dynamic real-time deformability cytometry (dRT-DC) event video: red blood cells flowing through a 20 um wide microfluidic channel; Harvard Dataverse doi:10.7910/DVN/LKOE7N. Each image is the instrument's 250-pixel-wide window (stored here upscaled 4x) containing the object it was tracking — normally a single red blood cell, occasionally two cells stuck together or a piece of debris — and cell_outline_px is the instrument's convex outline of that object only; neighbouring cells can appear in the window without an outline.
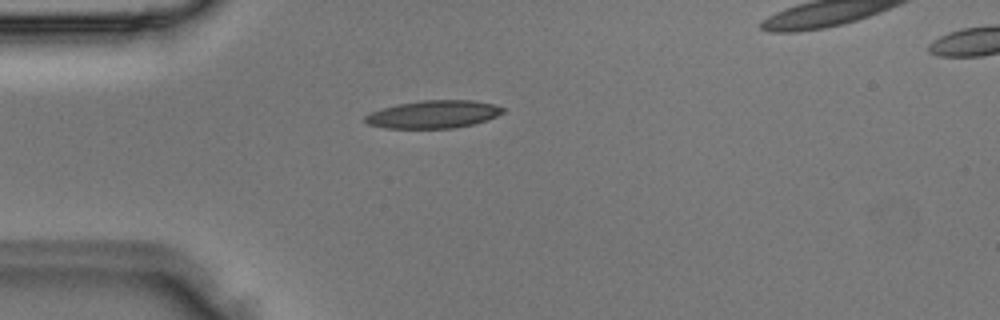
{"species": "Egyptian fruit bat (a non-hibernating species)", "species_latin": "Rousettus aegyptiacus", "temperature_condition": "room temperature", "stored_images_in_passage": 3, "camera_frame_rate_fps": 3000, "um_per_image_px": 0.085, "animal": {"sex": "male"}, "frame": {"image": 1, "passage_image": 2, "time_ms": 0.333, "image_size_px": [1000, 320], "cell_outline_px": [[504, 112], [488, 120], [472, 124], [452, 128], [388, 128], [368, 124], [364, 120], [364, 116], [372, 112], [396, 104], [424, 100], [472, 100], [492, 104], [504, 108]], "centroid_in_image_um": [36.85, 9.71], "position_along_channel_um": 48.2, "area_um2": 22.08}}